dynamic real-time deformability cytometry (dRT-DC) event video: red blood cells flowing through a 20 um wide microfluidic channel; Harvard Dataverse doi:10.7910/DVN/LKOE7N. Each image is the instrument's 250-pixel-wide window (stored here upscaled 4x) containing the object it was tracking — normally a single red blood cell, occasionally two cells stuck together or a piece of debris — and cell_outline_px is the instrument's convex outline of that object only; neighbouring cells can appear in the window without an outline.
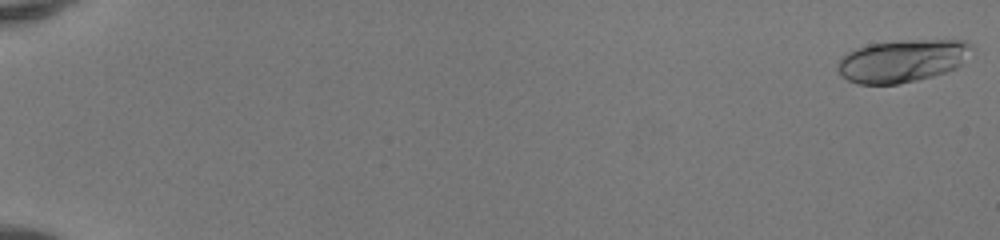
{"species": "human", "species_latin": "Homo sapiens", "temperature_condition": "room temperature", "stored_images_in_passage": 52, "camera_frame_rate_fps": 3000, "um_per_image_px": 0.085, "donor": {"sex": "female"}, "frame": {"image": 1, "passage_image": 1, "time_ms": 0.0, "image_size_px": [1000, 240], "cell_outline_px": [[976, 48], [956, 68], [948, 72], [916, 80], [896, 84], [856, 84], [848, 80], [840, 72], [836, 64], [840, 56], [856, 48], [868, 44], [896, 40], [964, 40], [972, 44]], "centroid_in_image_um": [76.71, 5.15], "position_along_channel_um": 8.3, "area_um2": 33.58}}
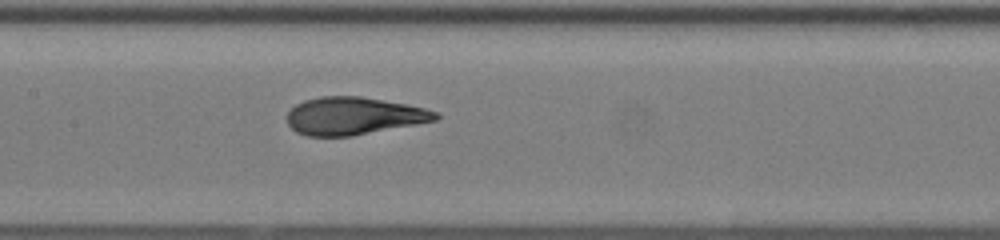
{"frame": {"image": 2, "passage_image": 28, "time_ms": 9.0, "image_size_px": [1000, 240], "cell_outline_px": [[440, 116], [436, 120], [416, 124], [352, 136], [308, 136], [296, 132], [288, 124], [284, 116], [296, 104], [304, 100], [320, 96], [360, 96], [408, 104], [440, 112]], "centroid_in_image_um": [30.05, 9.85], "position_along_channel_um": 177.4, "area_um2": 32.71}}
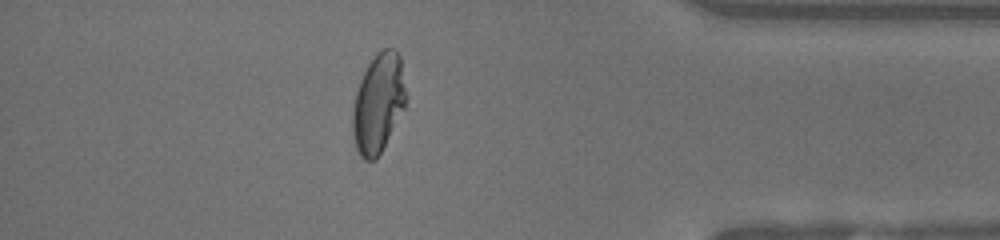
{"frame": {"image": 3, "passage_image": 46, "time_ms": 15.0, "image_size_px": [1000, 240], "cell_outline_px": [[408, 96], [404, 108], [376, 160], [364, 160], [360, 156], [356, 148], [352, 132], [352, 108], [356, 92], [360, 80], [368, 64], [376, 52], [384, 48], [396, 48], [400, 56]], "centroid_in_image_um": [32.16, 8.73], "position_along_channel_um": 403.0, "area_um2": 31.1}, "authors_computed_cell_mechanics": {"area_um2": 32.3102, "velocity_mm_per_s": 4.1674, "shape_relaxation_time_tau1_ms": 7.4602, "shape_relaxation_time_tau2_ms": null, "deformation_change_tau1": 0.3019, "deformation_change_tau2": null}}